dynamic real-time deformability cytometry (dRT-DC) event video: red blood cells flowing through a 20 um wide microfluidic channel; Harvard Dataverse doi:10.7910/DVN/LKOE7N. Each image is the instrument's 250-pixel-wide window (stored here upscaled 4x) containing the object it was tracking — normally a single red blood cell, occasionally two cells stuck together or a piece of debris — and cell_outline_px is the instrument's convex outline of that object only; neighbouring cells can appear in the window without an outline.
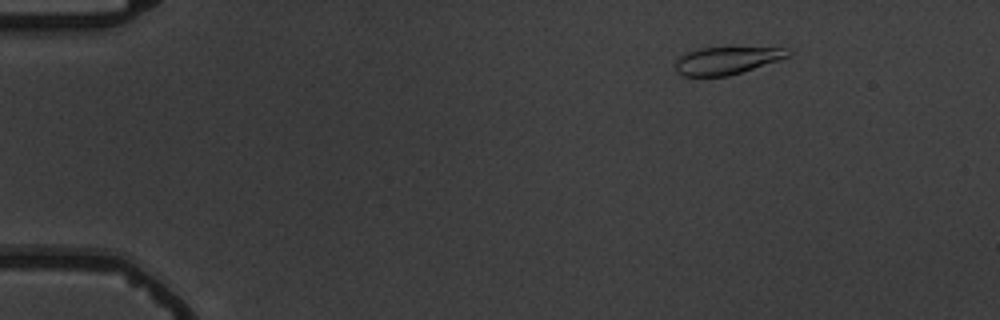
{"species": "common noctule bat (a hibernating species)", "species_latin": "Nyctalus noctula", "temperature_condition": "warm", "stored_images_in_passage": 5, "camera_frame_rate_fps": 3000, "um_per_image_px": 0.085, "animal": {"sex": "male", "body_mass_g": 19.5, "forearm_length_mm": 54.6}, "frame": {"image": 1, "passage_image": 2, "time_ms": 1.0, "image_size_px": [1000, 320], "cell_outline_px": [[792, 56], [728, 76], [684, 76], [676, 72], [676, 60], [680, 56], [688, 52], [700, 48], [792, 48]], "centroid_in_image_um": [61.81, 5.14], "position_along_channel_um": 23.2, "area_um2": 17.92}}